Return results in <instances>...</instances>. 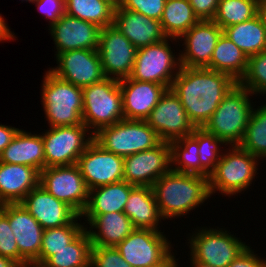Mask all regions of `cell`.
I'll return each mask as SVG.
<instances>
[{"label":"cell","instance_id":"obj_7","mask_svg":"<svg viewBox=\"0 0 266 267\" xmlns=\"http://www.w3.org/2000/svg\"><path fill=\"white\" fill-rule=\"evenodd\" d=\"M82 92V121L93 135L125 119L119 80L106 77L82 88Z\"/></svg>","mask_w":266,"mask_h":267},{"label":"cell","instance_id":"obj_18","mask_svg":"<svg viewBox=\"0 0 266 267\" xmlns=\"http://www.w3.org/2000/svg\"><path fill=\"white\" fill-rule=\"evenodd\" d=\"M123 180L134 186L152 185L171 170L169 142L124 158Z\"/></svg>","mask_w":266,"mask_h":267},{"label":"cell","instance_id":"obj_53","mask_svg":"<svg viewBox=\"0 0 266 267\" xmlns=\"http://www.w3.org/2000/svg\"><path fill=\"white\" fill-rule=\"evenodd\" d=\"M25 1L28 2V3H33L34 0H21L22 3L25 2Z\"/></svg>","mask_w":266,"mask_h":267},{"label":"cell","instance_id":"obj_4","mask_svg":"<svg viewBox=\"0 0 266 267\" xmlns=\"http://www.w3.org/2000/svg\"><path fill=\"white\" fill-rule=\"evenodd\" d=\"M254 95L237 83L223 98L203 128L222 139L228 146L239 145L245 135L251 113L256 105Z\"/></svg>","mask_w":266,"mask_h":267},{"label":"cell","instance_id":"obj_24","mask_svg":"<svg viewBox=\"0 0 266 267\" xmlns=\"http://www.w3.org/2000/svg\"><path fill=\"white\" fill-rule=\"evenodd\" d=\"M137 49L156 44L165 38L161 23L120 6L115 8L113 24Z\"/></svg>","mask_w":266,"mask_h":267},{"label":"cell","instance_id":"obj_51","mask_svg":"<svg viewBox=\"0 0 266 267\" xmlns=\"http://www.w3.org/2000/svg\"><path fill=\"white\" fill-rule=\"evenodd\" d=\"M188 257H189L188 258L189 262L187 261V264L190 263V265L188 267H212V266L204 264L202 262L194 261L190 256H188Z\"/></svg>","mask_w":266,"mask_h":267},{"label":"cell","instance_id":"obj_54","mask_svg":"<svg viewBox=\"0 0 266 267\" xmlns=\"http://www.w3.org/2000/svg\"><path fill=\"white\" fill-rule=\"evenodd\" d=\"M21 267H40V266H35V265H26V266H21Z\"/></svg>","mask_w":266,"mask_h":267},{"label":"cell","instance_id":"obj_45","mask_svg":"<svg viewBox=\"0 0 266 267\" xmlns=\"http://www.w3.org/2000/svg\"><path fill=\"white\" fill-rule=\"evenodd\" d=\"M220 0H189L199 20H213Z\"/></svg>","mask_w":266,"mask_h":267},{"label":"cell","instance_id":"obj_23","mask_svg":"<svg viewBox=\"0 0 266 267\" xmlns=\"http://www.w3.org/2000/svg\"><path fill=\"white\" fill-rule=\"evenodd\" d=\"M92 246L116 247L135 228L124 212L81 216Z\"/></svg>","mask_w":266,"mask_h":267},{"label":"cell","instance_id":"obj_21","mask_svg":"<svg viewBox=\"0 0 266 267\" xmlns=\"http://www.w3.org/2000/svg\"><path fill=\"white\" fill-rule=\"evenodd\" d=\"M20 203L44 230L70 224L78 216L70 206L56 199L40 184Z\"/></svg>","mask_w":266,"mask_h":267},{"label":"cell","instance_id":"obj_47","mask_svg":"<svg viewBox=\"0 0 266 267\" xmlns=\"http://www.w3.org/2000/svg\"><path fill=\"white\" fill-rule=\"evenodd\" d=\"M7 24V20H4V16H2L0 13V43L18 40L14 31L12 32L10 26Z\"/></svg>","mask_w":266,"mask_h":267},{"label":"cell","instance_id":"obj_16","mask_svg":"<svg viewBox=\"0 0 266 267\" xmlns=\"http://www.w3.org/2000/svg\"><path fill=\"white\" fill-rule=\"evenodd\" d=\"M145 121L164 142L189 136L196 128L189 120L180 99L171 89H167L161 96Z\"/></svg>","mask_w":266,"mask_h":267},{"label":"cell","instance_id":"obj_28","mask_svg":"<svg viewBox=\"0 0 266 267\" xmlns=\"http://www.w3.org/2000/svg\"><path fill=\"white\" fill-rule=\"evenodd\" d=\"M134 187V185L122 180L89 190L87 205L80 216L123 212L129 194Z\"/></svg>","mask_w":266,"mask_h":267},{"label":"cell","instance_id":"obj_41","mask_svg":"<svg viewBox=\"0 0 266 267\" xmlns=\"http://www.w3.org/2000/svg\"><path fill=\"white\" fill-rule=\"evenodd\" d=\"M0 255L20 264V253L8 217L0 210Z\"/></svg>","mask_w":266,"mask_h":267},{"label":"cell","instance_id":"obj_46","mask_svg":"<svg viewBox=\"0 0 266 267\" xmlns=\"http://www.w3.org/2000/svg\"><path fill=\"white\" fill-rule=\"evenodd\" d=\"M19 129L5 123H0V154L11 143Z\"/></svg>","mask_w":266,"mask_h":267},{"label":"cell","instance_id":"obj_14","mask_svg":"<svg viewBox=\"0 0 266 267\" xmlns=\"http://www.w3.org/2000/svg\"><path fill=\"white\" fill-rule=\"evenodd\" d=\"M8 217L20 253V265L39 266V253L44 229L21 203L0 205Z\"/></svg>","mask_w":266,"mask_h":267},{"label":"cell","instance_id":"obj_32","mask_svg":"<svg viewBox=\"0 0 266 267\" xmlns=\"http://www.w3.org/2000/svg\"><path fill=\"white\" fill-rule=\"evenodd\" d=\"M115 8L109 0H65V14L100 28L114 24Z\"/></svg>","mask_w":266,"mask_h":267},{"label":"cell","instance_id":"obj_9","mask_svg":"<svg viewBox=\"0 0 266 267\" xmlns=\"http://www.w3.org/2000/svg\"><path fill=\"white\" fill-rule=\"evenodd\" d=\"M93 140L104 150L123 158L156 147L161 140L144 120L123 119L101 128Z\"/></svg>","mask_w":266,"mask_h":267},{"label":"cell","instance_id":"obj_5","mask_svg":"<svg viewBox=\"0 0 266 267\" xmlns=\"http://www.w3.org/2000/svg\"><path fill=\"white\" fill-rule=\"evenodd\" d=\"M41 81L40 99L48 127L75 126L83 124L82 88L58 78L49 70ZM47 121V122H46Z\"/></svg>","mask_w":266,"mask_h":267},{"label":"cell","instance_id":"obj_17","mask_svg":"<svg viewBox=\"0 0 266 267\" xmlns=\"http://www.w3.org/2000/svg\"><path fill=\"white\" fill-rule=\"evenodd\" d=\"M77 165L88 190L123 180L124 158L104 150L94 140L80 155Z\"/></svg>","mask_w":266,"mask_h":267},{"label":"cell","instance_id":"obj_2","mask_svg":"<svg viewBox=\"0 0 266 267\" xmlns=\"http://www.w3.org/2000/svg\"><path fill=\"white\" fill-rule=\"evenodd\" d=\"M152 190L162 219L169 223L173 219L189 218L187 215L193 210L199 207L202 210L207 200L215 199L209 191L208 177L172 170L161 176Z\"/></svg>","mask_w":266,"mask_h":267},{"label":"cell","instance_id":"obj_11","mask_svg":"<svg viewBox=\"0 0 266 267\" xmlns=\"http://www.w3.org/2000/svg\"><path fill=\"white\" fill-rule=\"evenodd\" d=\"M41 131L45 168L77 164L78 158L93 141L94 135L83 123L50 127Z\"/></svg>","mask_w":266,"mask_h":267},{"label":"cell","instance_id":"obj_3","mask_svg":"<svg viewBox=\"0 0 266 267\" xmlns=\"http://www.w3.org/2000/svg\"><path fill=\"white\" fill-rule=\"evenodd\" d=\"M261 163L257 157L243 150L239 145L228 146L209 175L211 197L218 193L222 197L237 196L238 198L240 193L243 194L252 189Z\"/></svg>","mask_w":266,"mask_h":267},{"label":"cell","instance_id":"obj_35","mask_svg":"<svg viewBox=\"0 0 266 267\" xmlns=\"http://www.w3.org/2000/svg\"><path fill=\"white\" fill-rule=\"evenodd\" d=\"M78 215L70 224L50 228L43 231L42 244L39 253L41 267L52 255L71 243L84 229L85 224Z\"/></svg>","mask_w":266,"mask_h":267},{"label":"cell","instance_id":"obj_10","mask_svg":"<svg viewBox=\"0 0 266 267\" xmlns=\"http://www.w3.org/2000/svg\"><path fill=\"white\" fill-rule=\"evenodd\" d=\"M164 231L134 229L116 249L132 267L163 266L174 254L177 255L175 244Z\"/></svg>","mask_w":266,"mask_h":267},{"label":"cell","instance_id":"obj_52","mask_svg":"<svg viewBox=\"0 0 266 267\" xmlns=\"http://www.w3.org/2000/svg\"><path fill=\"white\" fill-rule=\"evenodd\" d=\"M109 1L117 7L120 5L122 0H109Z\"/></svg>","mask_w":266,"mask_h":267},{"label":"cell","instance_id":"obj_38","mask_svg":"<svg viewBox=\"0 0 266 267\" xmlns=\"http://www.w3.org/2000/svg\"><path fill=\"white\" fill-rule=\"evenodd\" d=\"M258 14L257 0H220L213 21L223 30Z\"/></svg>","mask_w":266,"mask_h":267},{"label":"cell","instance_id":"obj_49","mask_svg":"<svg viewBox=\"0 0 266 267\" xmlns=\"http://www.w3.org/2000/svg\"><path fill=\"white\" fill-rule=\"evenodd\" d=\"M0 267H21V265L9 257L0 255Z\"/></svg>","mask_w":266,"mask_h":267},{"label":"cell","instance_id":"obj_19","mask_svg":"<svg viewBox=\"0 0 266 267\" xmlns=\"http://www.w3.org/2000/svg\"><path fill=\"white\" fill-rule=\"evenodd\" d=\"M222 34L223 30L213 20H200L193 25L179 39L181 66L210 69L213 51Z\"/></svg>","mask_w":266,"mask_h":267},{"label":"cell","instance_id":"obj_1","mask_svg":"<svg viewBox=\"0 0 266 267\" xmlns=\"http://www.w3.org/2000/svg\"><path fill=\"white\" fill-rule=\"evenodd\" d=\"M237 83L223 72L181 66L170 89L180 99L193 125L203 127Z\"/></svg>","mask_w":266,"mask_h":267},{"label":"cell","instance_id":"obj_43","mask_svg":"<svg viewBox=\"0 0 266 267\" xmlns=\"http://www.w3.org/2000/svg\"><path fill=\"white\" fill-rule=\"evenodd\" d=\"M32 4L48 22V27L56 23L65 14V0H34Z\"/></svg>","mask_w":266,"mask_h":267},{"label":"cell","instance_id":"obj_29","mask_svg":"<svg viewBox=\"0 0 266 267\" xmlns=\"http://www.w3.org/2000/svg\"><path fill=\"white\" fill-rule=\"evenodd\" d=\"M230 39L248 57L266 50V28L257 14L252 19L223 29Z\"/></svg>","mask_w":266,"mask_h":267},{"label":"cell","instance_id":"obj_20","mask_svg":"<svg viewBox=\"0 0 266 267\" xmlns=\"http://www.w3.org/2000/svg\"><path fill=\"white\" fill-rule=\"evenodd\" d=\"M48 30L56 50L54 57L70 50H98L101 28L92 22L63 14Z\"/></svg>","mask_w":266,"mask_h":267},{"label":"cell","instance_id":"obj_48","mask_svg":"<svg viewBox=\"0 0 266 267\" xmlns=\"http://www.w3.org/2000/svg\"><path fill=\"white\" fill-rule=\"evenodd\" d=\"M258 15L266 28V0L258 1Z\"/></svg>","mask_w":266,"mask_h":267},{"label":"cell","instance_id":"obj_6","mask_svg":"<svg viewBox=\"0 0 266 267\" xmlns=\"http://www.w3.org/2000/svg\"><path fill=\"white\" fill-rule=\"evenodd\" d=\"M187 233L188 256L212 267H227L249 244L228 227L198 226ZM223 227V228H220ZM235 233V235H234Z\"/></svg>","mask_w":266,"mask_h":267},{"label":"cell","instance_id":"obj_40","mask_svg":"<svg viewBox=\"0 0 266 267\" xmlns=\"http://www.w3.org/2000/svg\"><path fill=\"white\" fill-rule=\"evenodd\" d=\"M90 267H132L116 247L92 246Z\"/></svg>","mask_w":266,"mask_h":267},{"label":"cell","instance_id":"obj_15","mask_svg":"<svg viewBox=\"0 0 266 267\" xmlns=\"http://www.w3.org/2000/svg\"><path fill=\"white\" fill-rule=\"evenodd\" d=\"M54 58L57 66H51L48 70L77 87L84 88L106 78L98 50H70Z\"/></svg>","mask_w":266,"mask_h":267},{"label":"cell","instance_id":"obj_12","mask_svg":"<svg viewBox=\"0 0 266 267\" xmlns=\"http://www.w3.org/2000/svg\"><path fill=\"white\" fill-rule=\"evenodd\" d=\"M39 184L78 215L84 211L89 190L77 164L44 168L40 172Z\"/></svg>","mask_w":266,"mask_h":267},{"label":"cell","instance_id":"obj_8","mask_svg":"<svg viewBox=\"0 0 266 267\" xmlns=\"http://www.w3.org/2000/svg\"><path fill=\"white\" fill-rule=\"evenodd\" d=\"M170 43L177 48L176 51L180 48L179 40L175 38H165L156 44L138 48L130 78L170 89L181 68L180 52L177 53Z\"/></svg>","mask_w":266,"mask_h":267},{"label":"cell","instance_id":"obj_44","mask_svg":"<svg viewBox=\"0 0 266 267\" xmlns=\"http://www.w3.org/2000/svg\"><path fill=\"white\" fill-rule=\"evenodd\" d=\"M249 244L227 267H265L266 258Z\"/></svg>","mask_w":266,"mask_h":267},{"label":"cell","instance_id":"obj_36","mask_svg":"<svg viewBox=\"0 0 266 267\" xmlns=\"http://www.w3.org/2000/svg\"><path fill=\"white\" fill-rule=\"evenodd\" d=\"M169 145L172 171L201 176L198 142L191 135L171 141Z\"/></svg>","mask_w":266,"mask_h":267},{"label":"cell","instance_id":"obj_30","mask_svg":"<svg viewBox=\"0 0 266 267\" xmlns=\"http://www.w3.org/2000/svg\"><path fill=\"white\" fill-rule=\"evenodd\" d=\"M247 62L242 50L222 34L213 51L210 69L226 73L239 82L247 70Z\"/></svg>","mask_w":266,"mask_h":267},{"label":"cell","instance_id":"obj_22","mask_svg":"<svg viewBox=\"0 0 266 267\" xmlns=\"http://www.w3.org/2000/svg\"><path fill=\"white\" fill-rule=\"evenodd\" d=\"M125 119L146 120L166 92L164 85L142 82L130 77L119 80Z\"/></svg>","mask_w":266,"mask_h":267},{"label":"cell","instance_id":"obj_13","mask_svg":"<svg viewBox=\"0 0 266 267\" xmlns=\"http://www.w3.org/2000/svg\"><path fill=\"white\" fill-rule=\"evenodd\" d=\"M98 52L105 77L131 76L137 48L114 25L101 28Z\"/></svg>","mask_w":266,"mask_h":267},{"label":"cell","instance_id":"obj_31","mask_svg":"<svg viewBox=\"0 0 266 267\" xmlns=\"http://www.w3.org/2000/svg\"><path fill=\"white\" fill-rule=\"evenodd\" d=\"M199 21L189 0H166L160 23L167 38L179 40Z\"/></svg>","mask_w":266,"mask_h":267},{"label":"cell","instance_id":"obj_34","mask_svg":"<svg viewBox=\"0 0 266 267\" xmlns=\"http://www.w3.org/2000/svg\"><path fill=\"white\" fill-rule=\"evenodd\" d=\"M91 239L84 229L65 248L56 251L41 267H90Z\"/></svg>","mask_w":266,"mask_h":267},{"label":"cell","instance_id":"obj_33","mask_svg":"<svg viewBox=\"0 0 266 267\" xmlns=\"http://www.w3.org/2000/svg\"><path fill=\"white\" fill-rule=\"evenodd\" d=\"M258 100L254 106L246 132L239 146L257 157L262 163L266 162V102ZM265 102V103H264ZM256 107V108H255Z\"/></svg>","mask_w":266,"mask_h":267},{"label":"cell","instance_id":"obj_26","mask_svg":"<svg viewBox=\"0 0 266 267\" xmlns=\"http://www.w3.org/2000/svg\"><path fill=\"white\" fill-rule=\"evenodd\" d=\"M0 162L27 165L41 172L45 168L41 132L19 129L11 143L0 154Z\"/></svg>","mask_w":266,"mask_h":267},{"label":"cell","instance_id":"obj_37","mask_svg":"<svg viewBox=\"0 0 266 267\" xmlns=\"http://www.w3.org/2000/svg\"><path fill=\"white\" fill-rule=\"evenodd\" d=\"M191 136L198 142L201 176L209 178L228 145L203 127H196Z\"/></svg>","mask_w":266,"mask_h":267},{"label":"cell","instance_id":"obj_39","mask_svg":"<svg viewBox=\"0 0 266 267\" xmlns=\"http://www.w3.org/2000/svg\"><path fill=\"white\" fill-rule=\"evenodd\" d=\"M238 83L266 101V50L248 57L247 70Z\"/></svg>","mask_w":266,"mask_h":267},{"label":"cell","instance_id":"obj_42","mask_svg":"<svg viewBox=\"0 0 266 267\" xmlns=\"http://www.w3.org/2000/svg\"><path fill=\"white\" fill-rule=\"evenodd\" d=\"M166 0H122L120 7L160 21Z\"/></svg>","mask_w":266,"mask_h":267},{"label":"cell","instance_id":"obj_27","mask_svg":"<svg viewBox=\"0 0 266 267\" xmlns=\"http://www.w3.org/2000/svg\"><path fill=\"white\" fill-rule=\"evenodd\" d=\"M123 212L131 219L135 229L162 231L164 220L159 213L152 187L135 186L129 194Z\"/></svg>","mask_w":266,"mask_h":267},{"label":"cell","instance_id":"obj_25","mask_svg":"<svg viewBox=\"0 0 266 267\" xmlns=\"http://www.w3.org/2000/svg\"><path fill=\"white\" fill-rule=\"evenodd\" d=\"M39 180L40 172L33 167L0 162V205L20 203Z\"/></svg>","mask_w":266,"mask_h":267},{"label":"cell","instance_id":"obj_50","mask_svg":"<svg viewBox=\"0 0 266 267\" xmlns=\"http://www.w3.org/2000/svg\"><path fill=\"white\" fill-rule=\"evenodd\" d=\"M178 260L179 258H176V255L174 254L163 266L160 267H179L182 263Z\"/></svg>","mask_w":266,"mask_h":267}]
</instances>
